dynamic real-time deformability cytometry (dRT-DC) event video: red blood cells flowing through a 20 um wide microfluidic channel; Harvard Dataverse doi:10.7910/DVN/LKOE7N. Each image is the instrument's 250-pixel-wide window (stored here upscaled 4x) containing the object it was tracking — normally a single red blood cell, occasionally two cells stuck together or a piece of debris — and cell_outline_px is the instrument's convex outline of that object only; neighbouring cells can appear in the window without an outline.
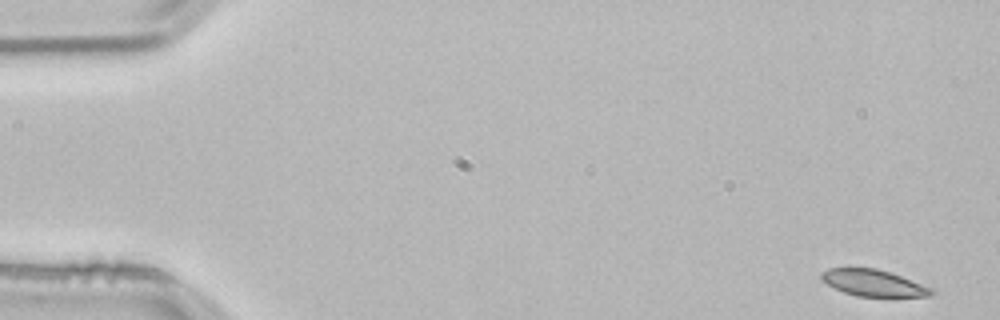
{"species": "common noctule bat (a hibernating species)", "species_latin": "Nyctalus noctula", "temperature_condition": "room temperature", "stored_images_in_passage": 53, "camera_frame_rate_fps": 3000, "um_per_image_px": 0.085, "animal": {"sex": "male", "body_mass_g": 21.5, "forearm_length_mm": 52.0}, "frame": {"image": 1, "passage_image": 1, "time_ms": 0.0, "image_size_px": [1000, 320], "cell_outline_px": [[936, 292], [932, 296], [856, 296], [844, 292], [820, 280], [820, 272], [828, 268], [876, 268], [900, 276], [932, 288]], "centroid_in_image_um": [74.21, 24.05], "position_along_channel_um": 10.8, "area_um2": 16.82}}
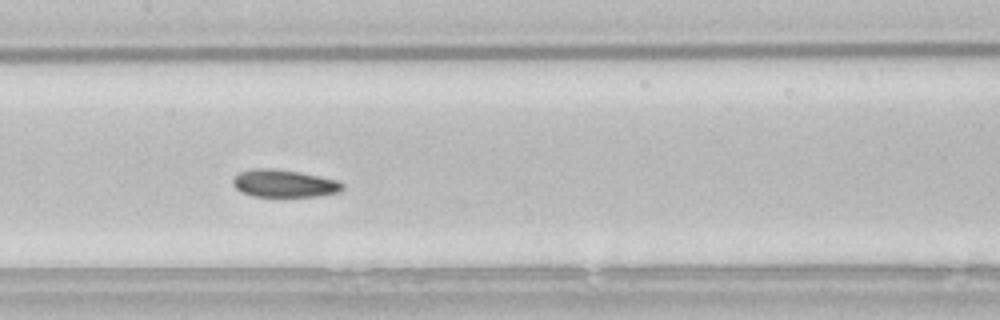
{"frame": {"image": 2, "passage_image": 25, "time_ms": 8.0, "image_size_px": [1000, 320], "cell_outline_px": [[344, 188], [340, 192], [316, 196], [252, 196], [240, 192], [232, 184], [232, 180], [240, 172], [252, 168], [268, 168], [296, 172], [336, 180], [344, 184]], "centroid_in_image_um": [24.11, 15.6], "position_along_channel_um": 183.3, "area_um2": 17.34}}
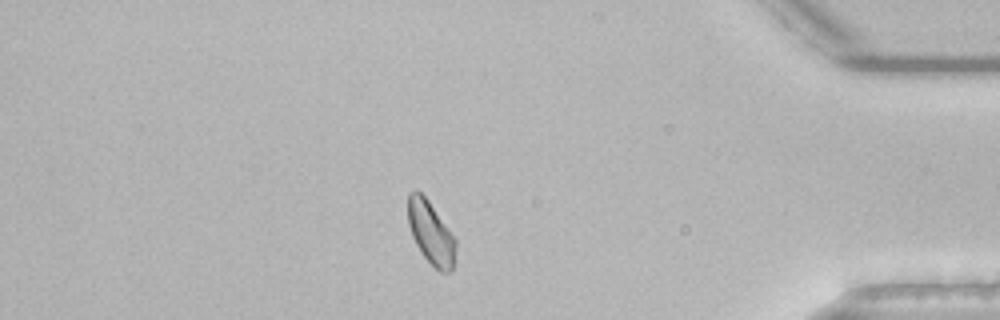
{"frame": {"image": 3, "passage_image": 45, "time_ms": 14.667, "image_size_px": [1000, 320], "cell_outline_px": [[456, 244], [452, 268], [448, 272], [440, 272], [424, 256], [416, 244], [412, 236], [408, 224], [408, 192], [416, 188], [428, 200], [456, 240]], "centroid_in_image_um": [36.59, 19.75], "position_along_channel_um": 398.6, "area_um2": 17.17}, "authors_computed_cell_mechanics": {"area_um2": 17.918, "velocity_mm_per_s": 3.7961, "shape_relaxation_time_tau1_ms": 4.9461, "shape_relaxation_time_tau2_ms": 4.1942, "deformation_change_tau1": 0.1037, "deformation_change_tau2": 0.0777}}